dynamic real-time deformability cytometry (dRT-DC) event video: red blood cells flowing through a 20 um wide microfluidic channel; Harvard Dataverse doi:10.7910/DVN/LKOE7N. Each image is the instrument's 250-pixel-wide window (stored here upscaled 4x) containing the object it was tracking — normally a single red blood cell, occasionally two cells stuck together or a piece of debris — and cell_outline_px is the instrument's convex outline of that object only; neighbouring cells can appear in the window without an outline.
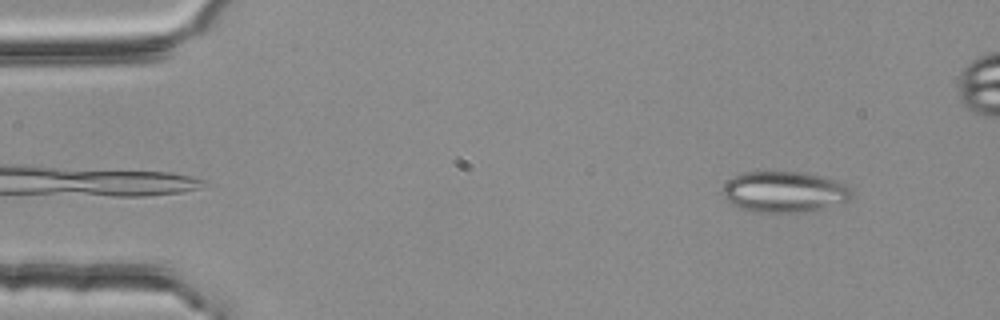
{"species": "common noctule bat (a hibernating species)", "species_latin": "Nyctalus noctula", "temperature_condition": "room temperature", "stored_images_in_passage": 3, "camera_frame_rate_fps": 3000, "um_per_image_px": 0.085, "animal": {"sex": "female", "body_mass_g": 25.1}, "frame": {"image": 1, "passage_image": 3, "time_ms": 0.667, "image_size_px": [1000, 320], "cell_outline_px": [[852, 200], [804, 212], [752, 212], [732, 204], [720, 192], [724, 184], [728, 180], [744, 172], [800, 172], [820, 176], [836, 180], [844, 184], [852, 192]], "centroid_in_image_um": [66.65, 16.31], "position_along_channel_um": 18.4, "area_um2": 30.58}}